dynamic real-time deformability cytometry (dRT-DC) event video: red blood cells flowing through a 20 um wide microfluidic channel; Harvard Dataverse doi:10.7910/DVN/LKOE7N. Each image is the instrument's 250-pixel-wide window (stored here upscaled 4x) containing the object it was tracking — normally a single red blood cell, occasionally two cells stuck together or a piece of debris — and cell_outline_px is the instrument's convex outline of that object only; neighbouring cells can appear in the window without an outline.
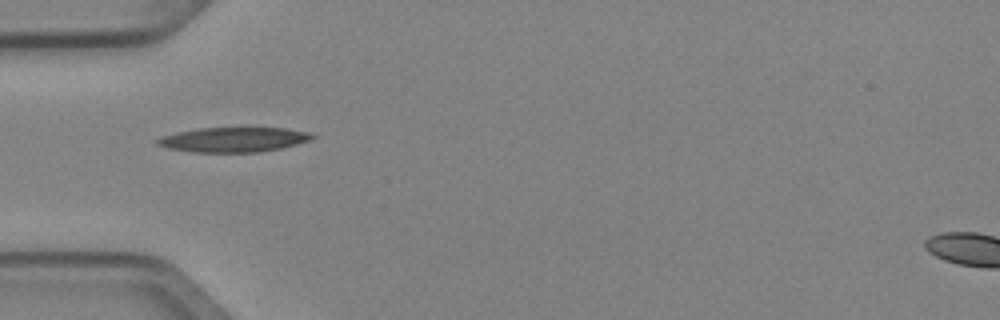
{"species": "Egyptian fruit bat (a non-hibernating species)", "species_latin": "Rousettus aegyptiacus", "temperature_condition": "cold", "stored_images_in_passage": 3, "camera_frame_rate_fps": 3000, "um_per_image_px": 0.085, "animal": {"sex": "female"}, "frame": {"image": 1, "passage_image": 1, "time_ms": 0.0, "image_size_px": [1000, 320], "cell_outline_px": [[316, 136], [308, 140], [296, 144], [280, 148], [260, 152], [192, 152], [164, 148], [156, 144], [156, 140], [160, 136], [176, 132], [200, 128], [288, 128], [308, 132]], "centroid_in_image_um": [19.79, 11.87], "position_along_channel_um": 65.2, "area_um2": 22.37}}
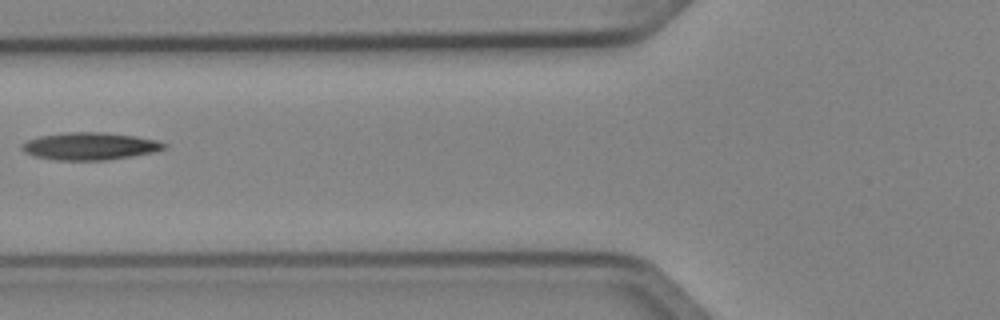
{"frame": {"image": 2, "passage_image": 2, "time_ms": 0.333, "image_size_px": [1000, 320], "cell_outline_px": [[168, 148], [156, 152], [108, 160], [56, 160], [36, 156], [24, 152], [20, 148], [28, 140], [40, 136], [64, 132], [104, 132], [136, 136], [156, 140], [168, 144]], "centroid_in_image_um": [7.7, 12.42], "position_along_channel_um": 118.1, "area_um2": 22.83}}
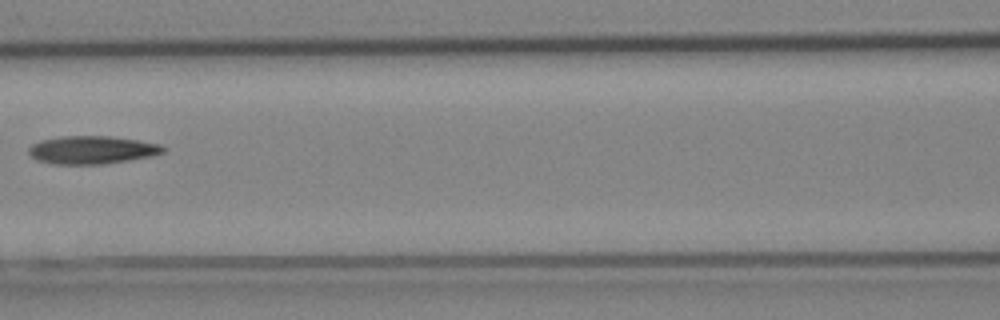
{"frame": {"image": 3, "passage_image": 3, "time_ms": 0.667, "image_size_px": [1000, 320], "cell_outline_px": [[164, 152], [148, 156], [128, 160], [104, 164], [52, 164], [36, 160], [28, 152], [28, 148], [32, 144], [40, 140], [60, 136], [108, 136], [136, 140], [160, 144], [164, 148]], "centroid_in_image_um": [7.75, 12.74], "position_along_channel_um": 158.9, "area_um2": 21.79}}